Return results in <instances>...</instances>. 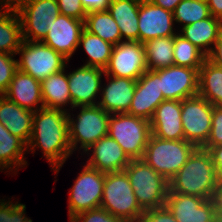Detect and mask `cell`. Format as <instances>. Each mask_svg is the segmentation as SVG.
<instances>
[{"label": "cell", "mask_w": 222, "mask_h": 222, "mask_svg": "<svg viewBox=\"0 0 222 222\" xmlns=\"http://www.w3.org/2000/svg\"><path fill=\"white\" fill-rule=\"evenodd\" d=\"M68 112L62 109L43 107L35 111L33 115L32 134L27 149L35 152L34 149L40 148L50 163L51 169L55 171L54 173L59 172L72 154Z\"/></svg>", "instance_id": "6da1fadb"}, {"label": "cell", "mask_w": 222, "mask_h": 222, "mask_svg": "<svg viewBox=\"0 0 222 222\" xmlns=\"http://www.w3.org/2000/svg\"><path fill=\"white\" fill-rule=\"evenodd\" d=\"M219 183L210 153L197 147L169 181V191L206 200L215 199Z\"/></svg>", "instance_id": "7a4b0ae2"}, {"label": "cell", "mask_w": 222, "mask_h": 222, "mask_svg": "<svg viewBox=\"0 0 222 222\" xmlns=\"http://www.w3.org/2000/svg\"><path fill=\"white\" fill-rule=\"evenodd\" d=\"M196 148L184 139L165 140L151 134L142 160L170 181Z\"/></svg>", "instance_id": "3957f363"}, {"label": "cell", "mask_w": 222, "mask_h": 222, "mask_svg": "<svg viewBox=\"0 0 222 222\" xmlns=\"http://www.w3.org/2000/svg\"><path fill=\"white\" fill-rule=\"evenodd\" d=\"M133 192L140 207L148 209L165 206L169 181L142 159L131 160L125 167Z\"/></svg>", "instance_id": "277c9868"}, {"label": "cell", "mask_w": 222, "mask_h": 222, "mask_svg": "<svg viewBox=\"0 0 222 222\" xmlns=\"http://www.w3.org/2000/svg\"><path fill=\"white\" fill-rule=\"evenodd\" d=\"M100 207L127 222H137L145 212L137 202L125 171L105 173Z\"/></svg>", "instance_id": "5b68a950"}, {"label": "cell", "mask_w": 222, "mask_h": 222, "mask_svg": "<svg viewBox=\"0 0 222 222\" xmlns=\"http://www.w3.org/2000/svg\"><path fill=\"white\" fill-rule=\"evenodd\" d=\"M108 135L131 160L142 159L151 135L150 121L128 113L110 114Z\"/></svg>", "instance_id": "8992f818"}, {"label": "cell", "mask_w": 222, "mask_h": 222, "mask_svg": "<svg viewBox=\"0 0 222 222\" xmlns=\"http://www.w3.org/2000/svg\"><path fill=\"white\" fill-rule=\"evenodd\" d=\"M16 54L21 55L17 60V70L40 82L65 69L66 61L69 62L61 53L42 41L23 40Z\"/></svg>", "instance_id": "52a82bcc"}, {"label": "cell", "mask_w": 222, "mask_h": 222, "mask_svg": "<svg viewBox=\"0 0 222 222\" xmlns=\"http://www.w3.org/2000/svg\"><path fill=\"white\" fill-rule=\"evenodd\" d=\"M22 23L25 41H43L52 22L60 15L56 0H10Z\"/></svg>", "instance_id": "ba28073f"}, {"label": "cell", "mask_w": 222, "mask_h": 222, "mask_svg": "<svg viewBox=\"0 0 222 222\" xmlns=\"http://www.w3.org/2000/svg\"><path fill=\"white\" fill-rule=\"evenodd\" d=\"M77 118H71L68 113L69 140L72 152L78 148L86 150L104 136L108 135V121L110 114L99 105L80 106ZM75 149V150H74Z\"/></svg>", "instance_id": "9c48e42d"}, {"label": "cell", "mask_w": 222, "mask_h": 222, "mask_svg": "<svg viewBox=\"0 0 222 222\" xmlns=\"http://www.w3.org/2000/svg\"><path fill=\"white\" fill-rule=\"evenodd\" d=\"M105 173L89 165H84L83 170L70 188L68 213L69 220L79 213L101 206L103 197Z\"/></svg>", "instance_id": "30bf717a"}, {"label": "cell", "mask_w": 222, "mask_h": 222, "mask_svg": "<svg viewBox=\"0 0 222 222\" xmlns=\"http://www.w3.org/2000/svg\"><path fill=\"white\" fill-rule=\"evenodd\" d=\"M213 105L200 95L181 101V120L184 140L202 147L211 131Z\"/></svg>", "instance_id": "8fae6325"}, {"label": "cell", "mask_w": 222, "mask_h": 222, "mask_svg": "<svg viewBox=\"0 0 222 222\" xmlns=\"http://www.w3.org/2000/svg\"><path fill=\"white\" fill-rule=\"evenodd\" d=\"M104 71L109 76L138 80L147 71L143 44L123 41L114 45Z\"/></svg>", "instance_id": "7c38bea8"}, {"label": "cell", "mask_w": 222, "mask_h": 222, "mask_svg": "<svg viewBox=\"0 0 222 222\" xmlns=\"http://www.w3.org/2000/svg\"><path fill=\"white\" fill-rule=\"evenodd\" d=\"M154 72L159 76V86L165 100L182 101L198 95L197 69L172 65Z\"/></svg>", "instance_id": "4fadbf2b"}, {"label": "cell", "mask_w": 222, "mask_h": 222, "mask_svg": "<svg viewBox=\"0 0 222 222\" xmlns=\"http://www.w3.org/2000/svg\"><path fill=\"white\" fill-rule=\"evenodd\" d=\"M165 206L177 222H215L216 200L168 191Z\"/></svg>", "instance_id": "5bb4252c"}, {"label": "cell", "mask_w": 222, "mask_h": 222, "mask_svg": "<svg viewBox=\"0 0 222 222\" xmlns=\"http://www.w3.org/2000/svg\"><path fill=\"white\" fill-rule=\"evenodd\" d=\"M103 75H105L104 69L84 65L68 74L72 109L97 105L98 101L95 99L97 93H100Z\"/></svg>", "instance_id": "9a60e30c"}, {"label": "cell", "mask_w": 222, "mask_h": 222, "mask_svg": "<svg viewBox=\"0 0 222 222\" xmlns=\"http://www.w3.org/2000/svg\"><path fill=\"white\" fill-rule=\"evenodd\" d=\"M173 12L154 5L149 0H141L138 28L139 42L144 43L151 39L175 36Z\"/></svg>", "instance_id": "2e32d148"}, {"label": "cell", "mask_w": 222, "mask_h": 222, "mask_svg": "<svg viewBox=\"0 0 222 222\" xmlns=\"http://www.w3.org/2000/svg\"><path fill=\"white\" fill-rule=\"evenodd\" d=\"M48 27V33L42 42L69 60L80 46L84 21L60 14Z\"/></svg>", "instance_id": "e0dca14e"}, {"label": "cell", "mask_w": 222, "mask_h": 222, "mask_svg": "<svg viewBox=\"0 0 222 222\" xmlns=\"http://www.w3.org/2000/svg\"><path fill=\"white\" fill-rule=\"evenodd\" d=\"M164 100L159 86V76L154 71L147 70L137 80L134 96L127 113L150 121L155 109Z\"/></svg>", "instance_id": "ac0fdd59"}, {"label": "cell", "mask_w": 222, "mask_h": 222, "mask_svg": "<svg viewBox=\"0 0 222 222\" xmlns=\"http://www.w3.org/2000/svg\"><path fill=\"white\" fill-rule=\"evenodd\" d=\"M90 151L93 153L90 154L92 156L88 158L87 165L104 173L124 171L131 162L121 146L109 135L104 136L88 148L87 155Z\"/></svg>", "instance_id": "d6986e66"}, {"label": "cell", "mask_w": 222, "mask_h": 222, "mask_svg": "<svg viewBox=\"0 0 222 222\" xmlns=\"http://www.w3.org/2000/svg\"><path fill=\"white\" fill-rule=\"evenodd\" d=\"M151 134L165 140L184 139L181 120V101L164 100L150 120Z\"/></svg>", "instance_id": "ffe728a7"}, {"label": "cell", "mask_w": 222, "mask_h": 222, "mask_svg": "<svg viewBox=\"0 0 222 222\" xmlns=\"http://www.w3.org/2000/svg\"><path fill=\"white\" fill-rule=\"evenodd\" d=\"M109 82L100 92L101 99L99 105L109 114L127 113L129 111L137 80L123 77H114L105 74ZM110 78V79H109Z\"/></svg>", "instance_id": "44dd1931"}, {"label": "cell", "mask_w": 222, "mask_h": 222, "mask_svg": "<svg viewBox=\"0 0 222 222\" xmlns=\"http://www.w3.org/2000/svg\"><path fill=\"white\" fill-rule=\"evenodd\" d=\"M3 95L20 107L34 112L44 107L41 82L19 70L15 72L8 90Z\"/></svg>", "instance_id": "7402d4cb"}, {"label": "cell", "mask_w": 222, "mask_h": 222, "mask_svg": "<svg viewBox=\"0 0 222 222\" xmlns=\"http://www.w3.org/2000/svg\"><path fill=\"white\" fill-rule=\"evenodd\" d=\"M33 115L34 111L20 107L6 96L0 95V122L26 145L32 134Z\"/></svg>", "instance_id": "603a6c76"}, {"label": "cell", "mask_w": 222, "mask_h": 222, "mask_svg": "<svg viewBox=\"0 0 222 222\" xmlns=\"http://www.w3.org/2000/svg\"><path fill=\"white\" fill-rule=\"evenodd\" d=\"M22 37V23L10 0H0V53L15 55Z\"/></svg>", "instance_id": "cb8c5ba5"}, {"label": "cell", "mask_w": 222, "mask_h": 222, "mask_svg": "<svg viewBox=\"0 0 222 222\" xmlns=\"http://www.w3.org/2000/svg\"><path fill=\"white\" fill-rule=\"evenodd\" d=\"M180 32L178 33L179 35L191 42L207 56L222 33V20L211 15L204 20L182 27Z\"/></svg>", "instance_id": "d4e9b609"}, {"label": "cell", "mask_w": 222, "mask_h": 222, "mask_svg": "<svg viewBox=\"0 0 222 222\" xmlns=\"http://www.w3.org/2000/svg\"><path fill=\"white\" fill-rule=\"evenodd\" d=\"M141 0H111L108 11L124 41L139 42L138 16Z\"/></svg>", "instance_id": "484cf974"}, {"label": "cell", "mask_w": 222, "mask_h": 222, "mask_svg": "<svg viewBox=\"0 0 222 222\" xmlns=\"http://www.w3.org/2000/svg\"><path fill=\"white\" fill-rule=\"evenodd\" d=\"M42 99L45 108L63 109L64 105L70 104L72 99L69 92L68 74L65 69L50 75L41 82ZM70 102V103H69Z\"/></svg>", "instance_id": "4316f807"}, {"label": "cell", "mask_w": 222, "mask_h": 222, "mask_svg": "<svg viewBox=\"0 0 222 222\" xmlns=\"http://www.w3.org/2000/svg\"><path fill=\"white\" fill-rule=\"evenodd\" d=\"M25 151H28L27 145L0 122V169L11 168V171L15 168L18 171L17 168H22V165L25 167Z\"/></svg>", "instance_id": "83f0119b"}, {"label": "cell", "mask_w": 222, "mask_h": 222, "mask_svg": "<svg viewBox=\"0 0 222 222\" xmlns=\"http://www.w3.org/2000/svg\"><path fill=\"white\" fill-rule=\"evenodd\" d=\"M198 95L213 106H222V67L207 58L199 69Z\"/></svg>", "instance_id": "f1b7e54d"}, {"label": "cell", "mask_w": 222, "mask_h": 222, "mask_svg": "<svg viewBox=\"0 0 222 222\" xmlns=\"http://www.w3.org/2000/svg\"><path fill=\"white\" fill-rule=\"evenodd\" d=\"M147 70L174 65V36L151 39L143 43Z\"/></svg>", "instance_id": "f546056e"}, {"label": "cell", "mask_w": 222, "mask_h": 222, "mask_svg": "<svg viewBox=\"0 0 222 222\" xmlns=\"http://www.w3.org/2000/svg\"><path fill=\"white\" fill-rule=\"evenodd\" d=\"M84 28L112 45L123 42L119 27L108 10L87 13Z\"/></svg>", "instance_id": "4dcf8cb0"}, {"label": "cell", "mask_w": 222, "mask_h": 222, "mask_svg": "<svg viewBox=\"0 0 222 222\" xmlns=\"http://www.w3.org/2000/svg\"><path fill=\"white\" fill-rule=\"evenodd\" d=\"M79 44L83 45L85 52L89 55V60L84 66L101 69H105L108 66L114 45L90 33L85 28L81 32Z\"/></svg>", "instance_id": "1f68e13d"}, {"label": "cell", "mask_w": 222, "mask_h": 222, "mask_svg": "<svg viewBox=\"0 0 222 222\" xmlns=\"http://www.w3.org/2000/svg\"><path fill=\"white\" fill-rule=\"evenodd\" d=\"M173 56L174 65L189 67L198 71L207 58L199 48L178 33L174 36Z\"/></svg>", "instance_id": "d6a6232c"}, {"label": "cell", "mask_w": 222, "mask_h": 222, "mask_svg": "<svg viewBox=\"0 0 222 222\" xmlns=\"http://www.w3.org/2000/svg\"><path fill=\"white\" fill-rule=\"evenodd\" d=\"M174 21L187 26L211 16L208 3L199 0H182L174 12Z\"/></svg>", "instance_id": "836d02e7"}, {"label": "cell", "mask_w": 222, "mask_h": 222, "mask_svg": "<svg viewBox=\"0 0 222 222\" xmlns=\"http://www.w3.org/2000/svg\"><path fill=\"white\" fill-rule=\"evenodd\" d=\"M16 55L0 53V95H3L10 85L15 72L17 71Z\"/></svg>", "instance_id": "e575fe53"}, {"label": "cell", "mask_w": 222, "mask_h": 222, "mask_svg": "<svg viewBox=\"0 0 222 222\" xmlns=\"http://www.w3.org/2000/svg\"><path fill=\"white\" fill-rule=\"evenodd\" d=\"M69 222H127L125 219L109 213L102 207L79 213Z\"/></svg>", "instance_id": "d590c367"}, {"label": "cell", "mask_w": 222, "mask_h": 222, "mask_svg": "<svg viewBox=\"0 0 222 222\" xmlns=\"http://www.w3.org/2000/svg\"><path fill=\"white\" fill-rule=\"evenodd\" d=\"M26 205L10 200H0V222H23L26 218Z\"/></svg>", "instance_id": "8d00e7d4"}, {"label": "cell", "mask_w": 222, "mask_h": 222, "mask_svg": "<svg viewBox=\"0 0 222 222\" xmlns=\"http://www.w3.org/2000/svg\"><path fill=\"white\" fill-rule=\"evenodd\" d=\"M220 145H222V106H213L210 135L202 147Z\"/></svg>", "instance_id": "74e56055"}, {"label": "cell", "mask_w": 222, "mask_h": 222, "mask_svg": "<svg viewBox=\"0 0 222 222\" xmlns=\"http://www.w3.org/2000/svg\"><path fill=\"white\" fill-rule=\"evenodd\" d=\"M61 15L70 16L85 21L87 12L83 8L80 0H56Z\"/></svg>", "instance_id": "f35d334b"}, {"label": "cell", "mask_w": 222, "mask_h": 222, "mask_svg": "<svg viewBox=\"0 0 222 222\" xmlns=\"http://www.w3.org/2000/svg\"><path fill=\"white\" fill-rule=\"evenodd\" d=\"M137 222H177L175 216L164 206L161 208L148 209Z\"/></svg>", "instance_id": "ab89813d"}, {"label": "cell", "mask_w": 222, "mask_h": 222, "mask_svg": "<svg viewBox=\"0 0 222 222\" xmlns=\"http://www.w3.org/2000/svg\"><path fill=\"white\" fill-rule=\"evenodd\" d=\"M207 150L212 158L217 179L222 181V145L213 147H201Z\"/></svg>", "instance_id": "60d3db41"}, {"label": "cell", "mask_w": 222, "mask_h": 222, "mask_svg": "<svg viewBox=\"0 0 222 222\" xmlns=\"http://www.w3.org/2000/svg\"><path fill=\"white\" fill-rule=\"evenodd\" d=\"M87 13L92 11L108 10L111 0H80Z\"/></svg>", "instance_id": "b9f144b4"}, {"label": "cell", "mask_w": 222, "mask_h": 222, "mask_svg": "<svg viewBox=\"0 0 222 222\" xmlns=\"http://www.w3.org/2000/svg\"><path fill=\"white\" fill-rule=\"evenodd\" d=\"M207 59L213 64L222 67V33L216 40L211 52L207 55Z\"/></svg>", "instance_id": "7bdbcfd3"}, {"label": "cell", "mask_w": 222, "mask_h": 222, "mask_svg": "<svg viewBox=\"0 0 222 222\" xmlns=\"http://www.w3.org/2000/svg\"><path fill=\"white\" fill-rule=\"evenodd\" d=\"M207 3L211 15L222 20V0H207Z\"/></svg>", "instance_id": "ee69618b"}, {"label": "cell", "mask_w": 222, "mask_h": 222, "mask_svg": "<svg viewBox=\"0 0 222 222\" xmlns=\"http://www.w3.org/2000/svg\"><path fill=\"white\" fill-rule=\"evenodd\" d=\"M154 5L164 8L170 12H174L177 4L182 0H149Z\"/></svg>", "instance_id": "f6af8a7d"}, {"label": "cell", "mask_w": 222, "mask_h": 222, "mask_svg": "<svg viewBox=\"0 0 222 222\" xmlns=\"http://www.w3.org/2000/svg\"><path fill=\"white\" fill-rule=\"evenodd\" d=\"M215 200L216 206H222V181L219 183Z\"/></svg>", "instance_id": "bcb514c9"}, {"label": "cell", "mask_w": 222, "mask_h": 222, "mask_svg": "<svg viewBox=\"0 0 222 222\" xmlns=\"http://www.w3.org/2000/svg\"><path fill=\"white\" fill-rule=\"evenodd\" d=\"M215 222H222V206H216Z\"/></svg>", "instance_id": "7dc6e473"}, {"label": "cell", "mask_w": 222, "mask_h": 222, "mask_svg": "<svg viewBox=\"0 0 222 222\" xmlns=\"http://www.w3.org/2000/svg\"><path fill=\"white\" fill-rule=\"evenodd\" d=\"M23 222H32L31 219H29L28 217L25 218V220Z\"/></svg>", "instance_id": "c3c4849f"}]
</instances>
